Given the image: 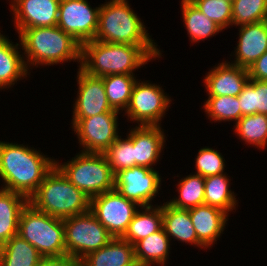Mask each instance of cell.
Segmentation results:
<instances>
[{
  "mask_svg": "<svg viewBox=\"0 0 267 266\" xmlns=\"http://www.w3.org/2000/svg\"><path fill=\"white\" fill-rule=\"evenodd\" d=\"M161 126H136L132 128L134 145V166L154 169L152 165L159 161L163 150L165 135Z\"/></svg>",
  "mask_w": 267,
  "mask_h": 266,
  "instance_id": "obj_18",
  "label": "cell"
},
{
  "mask_svg": "<svg viewBox=\"0 0 267 266\" xmlns=\"http://www.w3.org/2000/svg\"><path fill=\"white\" fill-rule=\"evenodd\" d=\"M74 266H83L81 262H77Z\"/></svg>",
  "mask_w": 267,
  "mask_h": 266,
  "instance_id": "obj_41",
  "label": "cell"
},
{
  "mask_svg": "<svg viewBox=\"0 0 267 266\" xmlns=\"http://www.w3.org/2000/svg\"><path fill=\"white\" fill-rule=\"evenodd\" d=\"M247 70L250 79L267 81V51Z\"/></svg>",
  "mask_w": 267,
  "mask_h": 266,
  "instance_id": "obj_38",
  "label": "cell"
},
{
  "mask_svg": "<svg viewBox=\"0 0 267 266\" xmlns=\"http://www.w3.org/2000/svg\"><path fill=\"white\" fill-rule=\"evenodd\" d=\"M235 133L239 139L256 146L264 148L267 145V115L255 113L242 116L234 125Z\"/></svg>",
  "mask_w": 267,
  "mask_h": 266,
  "instance_id": "obj_31",
  "label": "cell"
},
{
  "mask_svg": "<svg viewBox=\"0 0 267 266\" xmlns=\"http://www.w3.org/2000/svg\"><path fill=\"white\" fill-rule=\"evenodd\" d=\"M161 186L159 172L143 166H133L115 174L114 189L140 207L151 206Z\"/></svg>",
  "mask_w": 267,
  "mask_h": 266,
  "instance_id": "obj_13",
  "label": "cell"
},
{
  "mask_svg": "<svg viewBox=\"0 0 267 266\" xmlns=\"http://www.w3.org/2000/svg\"><path fill=\"white\" fill-rule=\"evenodd\" d=\"M25 65H57L76 61L81 65L82 45L58 26L26 28L19 34Z\"/></svg>",
  "mask_w": 267,
  "mask_h": 266,
  "instance_id": "obj_3",
  "label": "cell"
},
{
  "mask_svg": "<svg viewBox=\"0 0 267 266\" xmlns=\"http://www.w3.org/2000/svg\"><path fill=\"white\" fill-rule=\"evenodd\" d=\"M246 68L230 64V62L219 63L211 69L204 83L208 97L215 96H238L249 81Z\"/></svg>",
  "mask_w": 267,
  "mask_h": 266,
  "instance_id": "obj_16",
  "label": "cell"
},
{
  "mask_svg": "<svg viewBox=\"0 0 267 266\" xmlns=\"http://www.w3.org/2000/svg\"><path fill=\"white\" fill-rule=\"evenodd\" d=\"M203 105L205 113L210 120L235 121L241 118V109L238 96H215L208 97Z\"/></svg>",
  "mask_w": 267,
  "mask_h": 266,
  "instance_id": "obj_33",
  "label": "cell"
},
{
  "mask_svg": "<svg viewBox=\"0 0 267 266\" xmlns=\"http://www.w3.org/2000/svg\"><path fill=\"white\" fill-rule=\"evenodd\" d=\"M78 70V97L73 105L72 118H87L106 112H118L108 103L103 79L88 75L80 67Z\"/></svg>",
  "mask_w": 267,
  "mask_h": 266,
  "instance_id": "obj_14",
  "label": "cell"
},
{
  "mask_svg": "<svg viewBox=\"0 0 267 266\" xmlns=\"http://www.w3.org/2000/svg\"><path fill=\"white\" fill-rule=\"evenodd\" d=\"M196 173L204 178L224 173L225 159L217 150L209 147L201 148L195 160Z\"/></svg>",
  "mask_w": 267,
  "mask_h": 266,
  "instance_id": "obj_37",
  "label": "cell"
},
{
  "mask_svg": "<svg viewBox=\"0 0 267 266\" xmlns=\"http://www.w3.org/2000/svg\"><path fill=\"white\" fill-rule=\"evenodd\" d=\"M226 1H228V2H230V3H233V2H234V0H226Z\"/></svg>",
  "mask_w": 267,
  "mask_h": 266,
  "instance_id": "obj_42",
  "label": "cell"
},
{
  "mask_svg": "<svg viewBox=\"0 0 267 266\" xmlns=\"http://www.w3.org/2000/svg\"><path fill=\"white\" fill-rule=\"evenodd\" d=\"M63 224L66 255L78 262L113 239L90 210L63 219Z\"/></svg>",
  "mask_w": 267,
  "mask_h": 266,
  "instance_id": "obj_8",
  "label": "cell"
},
{
  "mask_svg": "<svg viewBox=\"0 0 267 266\" xmlns=\"http://www.w3.org/2000/svg\"><path fill=\"white\" fill-rule=\"evenodd\" d=\"M198 241L211 248L221 236L228 221V214L219 208L202 204L189 209ZM226 223V224H225Z\"/></svg>",
  "mask_w": 267,
  "mask_h": 266,
  "instance_id": "obj_19",
  "label": "cell"
},
{
  "mask_svg": "<svg viewBox=\"0 0 267 266\" xmlns=\"http://www.w3.org/2000/svg\"><path fill=\"white\" fill-rule=\"evenodd\" d=\"M114 175L124 169L134 166V145L132 144V129L126 138L119 136L104 152Z\"/></svg>",
  "mask_w": 267,
  "mask_h": 266,
  "instance_id": "obj_34",
  "label": "cell"
},
{
  "mask_svg": "<svg viewBox=\"0 0 267 266\" xmlns=\"http://www.w3.org/2000/svg\"><path fill=\"white\" fill-rule=\"evenodd\" d=\"M238 100L241 117L255 113L267 115V81L249 79Z\"/></svg>",
  "mask_w": 267,
  "mask_h": 266,
  "instance_id": "obj_32",
  "label": "cell"
},
{
  "mask_svg": "<svg viewBox=\"0 0 267 266\" xmlns=\"http://www.w3.org/2000/svg\"><path fill=\"white\" fill-rule=\"evenodd\" d=\"M153 205L140 207L129 223L122 239L134 245L137 241L148 237L163 227L162 206Z\"/></svg>",
  "mask_w": 267,
  "mask_h": 266,
  "instance_id": "obj_25",
  "label": "cell"
},
{
  "mask_svg": "<svg viewBox=\"0 0 267 266\" xmlns=\"http://www.w3.org/2000/svg\"><path fill=\"white\" fill-rule=\"evenodd\" d=\"M18 235L33 245L43 257L66 255L63 219L40 212L30 203L21 212Z\"/></svg>",
  "mask_w": 267,
  "mask_h": 266,
  "instance_id": "obj_7",
  "label": "cell"
},
{
  "mask_svg": "<svg viewBox=\"0 0 267 266\" xmlns=\"http://www.w3.org/2000/svg\"><path fill=\"white\" fill-rule=\"evenodd\" d=\"M238 39L230 64L248 69L267 51V20L241 25Z\"/></svg>",
  "mask_w": 267,
  "mask_h": 266,
  "instance_id": "obj_17",
  "label": "cell"
},
{
  "mask_svg": "<svg viewBox=\"0 0 267 266\" xmlns=\"http://www.w3.org/2000/svg\"><path fill=\"white\" fill-rule=\"evenodd\" d=\"M170 239L164 228L137 241L134 244V256L140 264L151 266L154 263L165 266L170 253Z\"/></svg>",
  "mask_w": 267,
  "mask_h": 266,
  "instance_id": "obj_24",
  "label": "cell"
},
{
  "mask_svg": "<svg viewBox=\"0 0 267 266\" xmlns=\"http://www.w3.org/2000/svg\"><path fill=\"white\" fill-rule=\"evenodd\" d=\"M208 19L222 29L232 26V3L226 0H190Z\"/></svg>",
  "mask_w": 267,
  "mask_h": 266,
  "instance_id": "obj_36",
  "label": "cell"
},
{
  "mask_svg": "<svg viewBox=\"0 0 267 266\" xmlns=\"http://www.w3.org/2000/svg\"><path fill=\"white\" fill-rule=\"evenodd\" d=\"M99 9L87 0H60L57 26L83 45L96 36Z\"/></svg>",
  "mask_w": 267,
  "mask_h": 266,
  "instance_id": "obj_12",
  "label": "cell"
},
{
  "mask_svg": "<svg viewBox=\"0 0 267 266\" xmlns=\"http://www.w3.org/2000/svg\"><path fill=\"white\" fill-rule=\"evenodd\" d=\"M170 102L160 85L136 81L125 114L138 126H159Z\"/></svg>",
  "mask_w": 267,
  "mask_h": 266,
  "instance_id": "obj_10",
  "label": "cell"
},
{
  "mask_svg": "<svg viewBox=\"0 0 267 266\" xmlns=\"http://www.w3.org/2000/svg\"><path fill=\"white\" fill-rule=\"evenodd\" d=\"M128 266H146V265L140 264L137 260H135L132 264Z\"/></svg>",
  "mask_w": 267,
  "mask_h": 266,
  "instance_id": "obj_40",
  "label": "cell"
},
{
  "mask_svg": "<svg viewBox=\"0 0 267 266\" xmlns=\"http://www.w3.org/2000/svg\"><path fill=\"white\" fill-rule=\"evenodd\" d=\"M18 34L26 28L57 26L60 0H12Z\"/></svg>",
  "mask_w": 267,
  "mask_h": 266,
  "instance_id": "obj_15",
  "label": "cell"
},
{
  "mask_svg": "<svg viewBox=\"0 0 267 266\" xmlns=\"http://www.w3.org/2000/svg\"><path fill=\"white\" fill-rule=\"evenodd\" d=\"M229 181L226 173L206 177L204 204L219 208L227 214L235 210L238 200L234 192L229 189Z\"/></svg>",
  "mask_w": 267,
  "mask_h": 266,
  "instance_id": "obj_28",
  "label": "cell"
},
{
  "mask_svg": "<svg viewBox=\"0 0 267 266\" xmlns=\"http://www.w3.org/2000/svg\"><path fill=\"white\" fill-rule=\"evenodd\" d=\"M20 45L21 43L14 45L0 33V89L14 86L17 81L22 77H27L29 73L25 65V56L18 50Z\"/></svg>",
  "mask_w": 267,
  "mask_h": 266,
  "instance_id": "obj_20",
  "label": "cell"
},
{
  "mask_svg": "<svg viewBox=\"0 0 267 266\" xmlns=\"http://www.w3.org/2000/svg\"><path fill=\"white\" fill-rule=\"evenodd\" d=\"M118 113L106 112L87 118H73L72 128L78 136L81 152L104 153L119 137Z\"/></svg>",
  "mask_w": 267,
  "mask_h": 266,
  "instance_id": "obj_11",
  "label": "cell"
},
{
  "mask_svg": "<svg viewBox=\"0 0 267 266\" xmlns=\"http://www.w3.org/2000/svg\"><path fill=\"white\" fill-rule=\"evenodd\" d=\"M161 55L157 44L130 45L90 40L82 45L79 67L95 77L111 74L134 75L133 71Z\"/></svg>",
  "mask_w": 267,
  "mask_h": 266,
  "instance_id": "obj_1",
  "label": "cell"
},
{
  "mask_svg": "<svg viewBox=\"0 0 267 266\" xmlns=\"http://www.w3.org/2000/svg\"><path fill=\"white\" fill-rule=\"evenodd\" d=\"M103 79L105 93L109 105L113 110L120 111L126 110L136 83V77L128 74H111Z\"/></svg>",
  "mask_w": 267,
  "mask_h": 266,
  "instance_id": "obj_29",
  "label": "cell"
},
{
  "mask_svg": "<svg viewBox=\"0 0 267 266\" xmlns=\"http://www.w3.org/2000/svg\"><path fill=\"white\" fill-rule=\"evenodd\" d=\"M128 3L127 0H110L100 5L94 40L130 45L156 44Z\"/></svg>",
  "mask_w": 267,
  "mask_h": 266,
  "instance_id": "obj_5",
  "label": "cell"
},
{
  "mask_svg": "<svg viewBox=\"0 0 267 266\" xmlns=\"http://www.w3.org/2000/svg\"><path fill=\"white\" fill-rule=\"evenodd\" d=\"M162 222L170 241L173 238L183 243L205 248L197 239L189 209L176 208L168 202H164L162 204Z\"/></svg>",
  "mask_w": 267,
  "mask_h": 266,
  "instance_id": "obj_21",
  "label": "cell"
},
{
  "mask_svg": "<svg viewBox=\"0 0 267 266\" xmlns=\"http://www.w3.org/2000/svg\"><path fill=\"white\" fill-rule=\"evenodd\" d=\"M29 203L38 211L66 219L90 210V199L54 166L44 177Z\"/></svg>",
  "mask_w": 267,
  "mask_h": 266,
  "instance_id": "obj_4",
  "label": "cell"
},
{
  "mask_svg": "<svg viewBox=\"0 0 267 266\" xmlns=\"http://www.w3.org/2000/svg\"><path fill=\"white\" fill-rule=\"evenodd\" d=\"M178 198L167 201L171 206L190 209L204 204L205 178L199 174H190L181 178L177 185Z\"/></svg>",
  "mask_w": 267,
  "mask_h": 266,
  "instance_id": "obj_30",
  "label": "cell"
},
{
  "mask_svg": "<svg viewBox=\"0 0 267 266\" xmlns=\"http://www.w3.org/2000/svg\"><path fill=\"white\" fill-rule=\"evenodd\" d=\"M28 203L24 195L0 189V247L18 234L20 215Z\"/></svg>",
  "mask_w": 267,
  "mask_h": 266,
  "instance_id": "obj_22",
  "label": "cell"
},
{
  "mask_svg": "<svg viewBox=\"0 0 267 266\" xmlns=\"http://www.w3.org/2000/svg\"><path fill=\"white\" fill-rule=\"evenodd\" d=\"M42 258L39 251L18 234L0 247V266H38Z\"/></svg>",
  "mask_w": 267,
  "mask_h": 266,
  "instance_id": "obj_26",
  "label": "cell"
},
{
  "mask_svg": "<svg viewBox=\"0 0 267 266\" xmlns=\"http://www.w3.org/2000/svg\"><path fill=\"white\" fill-rule=\"evenodd\" d=\"M78 261L69 255L60 257H43L38 266H74Z\"/></svg>",
  "mask_w": 267,
  "mask_h": 266,
  "instance_id": "obj_39",
  "label": "cell"
},
{
  "mask_svg": "<svg viewBox=\"0 0 267 266\" xmlns=\"http://www.w3.org/2000/svg\"><path fill=\"white\" fill-rule=\"evenodd\" d=\"M135 261L134 245L122 238H113L80 262L83 266H128Z\"/></svg>",
  "mask_w": 267,
  "mask_h": 266,
  "instance_id": "obj_23",
  "label": "cell"
},
{
  "mask_svg": "<svg viewBox=\"0 0 267 266\" xmlns=\"http://www.w3.org/2000/svg\"><path fill=\"white\" fill-rule=\"evenodd\" d=\"M55 166L89 199L114 189V173L104 153H78L63 164Z\"/></svg>",
  "mask_w": 267,
  "mask_h": 266,
  "instance_id": "obj_6",
  "label": "cell"
},
{
  "mask_svg": "<svg viewBox=\"0 0 267 266\" xmlns=\"http://www.w3.org/2000/svg\"><path fill=\"white\" fill-rule=\"evenodd\" d=\"M181 8L182 18L192 43L205 40L223 30L198 10L190 0H182Z\"/></svg>",
  "mask_w": 267,
  "mask_h": 266,
  "instance_id": "obj_27",
  "label": "cell"
},
{
  "mask_svg": "<svg viewBox=\"0 0 267 266\" xmlns=\"http://www.w3.org/2000/svg\"><path fill=\"white\" fill-rule=\"evenodd\" d=\"M54 166V159L33 147L0 141V179L4 182L1 189L29 199Z\"/></svg>",
  "mask_w": 267,
  "mask_h": 266,
  "instance_id": "obj_2",
  "label": "cell"
},
{
  "mask_svg": "<svg viewBox=\"0 0 267 266\" xmlns=\"http://www.w3.org/2000/svg\"><path fill=\"white\" fill-rule=\"evenodd\" d=\"M139 205L122 196L116 189L90 199V211L113 238H122Z\"/></svg>",
  "mask_w": 267,
  "mask_h": 266,
  "instance_id": "obj_9",
  "label": "cell"
},
{
  "mask_svg": "<svg viewBox=\"0 0 267 266\" xmlns=\"http://www.w3.org/2000/svg\"><path fill=\"white\" fill-rule=\"evenodd\" d=\"M267 20V0H234L232 26H241Z\"/></svg>",
  "mask_w": 267,
  "mask_h": 266,
  "instance_id": "obj_35",
  "label": "cell"
}]
</instances>
